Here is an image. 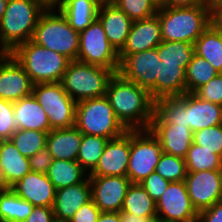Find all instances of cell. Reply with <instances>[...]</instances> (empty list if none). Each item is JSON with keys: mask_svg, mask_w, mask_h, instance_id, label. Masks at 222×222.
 Here are the masks:
<instances>
[{"mask_svg": "<svg viewBox=\"0 0 222 222\" xmlns=\"http://www.w3.org/2000/svg\"><path fill=\"white\" fill-rule=\"evenodd\" d=\"M113 75L111 69L74 60L69 62L61 84L68 95L78 102L105 96L108 82Z\"/></svg>", "mask_w": 222, "mask_h": 222, "instance_id": "7", "label": "cell"}, {"mask_svg": "<svg viewBox=\"0 0 222 222\" xmlns=\"http://www.w3.org/2000/svg\"><path fill=\"white\" fill-rule=\"evenodd\" d=\"M187 93L181 96L165 97L155 101L151 123H171L187 126Z\"/></svg>", "mask_w": 222, "mask_h": 222, "instance_id": "28", "label": "cell"}, {"mask_svg": "<svg viewBox=\"0 0 222 222\" xmlns=\"http://www.w3.org/2000/svg\"><path fill=\"white\" fill-rule=\"evenodd\" d=\"M157 8L166 7L167 0H151Z\"/></svg>", "mask_w": 222, "mask_h": 222, "instance_id": "54", "label": "cell"}, {"mask_svg": "<svg viewBox=\"0 0 222 222\" xmlns=\"http://www.w3.org/2000/svg\"><path fill=\"white\" fill-rule=\"evenodd\" d=\"M91 199L102 212H120L132 184L127 176H89Z\"/></svg>", "mask_w": 222, "mask_h": 222, "instance_id": "13", "label": "cell"}, {"mask_svg": "<svg viewBox=\"0 0 222 222\" xmlns=\"http://www.w3.org/2000/svg\"><path fill=\"white\" fill-rule=\"evenodd\" d=\"M97 19L108 41L119 53L126 43L133 21L114 3L100 4Z\"/></svg>", "mask_w": 222, "mask_h": 222, "instance_id": "19", "label": "cell"}, {"mask_svg": "<svg viewBox=\"0 0 222 222\" xmlns=\"http://www.w3.org/2000/svg\"><path fill=\"white\" fill-rule=\"evenodd\" d=\"M149 130L160 142L163 153L185 158L193 143V132L189 127L171 123H151Z\"/></svg>", "mask_w": 222, "mask_h": 222, "instance_id": "20", "label": "cell"}, {"mask_svg": "<svg viewBox=\"0 0 222 222\" xmlns=\"http://www.w3.org/2000/svg\"><path fill=\"white\" fill-rule=\"evenodd\" d=\"M130 156V130L109 139L96 167L88 176H127Z\"/></svg>", "mask_w": 222, "mask_h": 222, "instance_id": "16", "label": "cell"}, {"mask_svg": "<svg viewBox=\"0 0 222 222\" xmlns=\"http://www.w3.org/2000/svg\"><path fill=\"white\" fill-rule=\"evenodd\" d=\"M194 53L222 73V34L211 25L196 40Z\"/></svg>", "mask_w": 222, "mask_h": 222, "instance_id": "30", "label": "cell"}, {"mask_svg": "<svg viewBox=\"0 0 222 222\" xmlns=\"http://www.w3.org/2000/svg\"><path fill=\"white\" fill-rule=\"evenodd\" d=\"M10 188L34 207L53 206L56 188L45 173L30 171Z\"/></svg>", "mask_w": 222, "mask_h": 222, "instance_id": "18", "label": "cell"}, {"mask_svg": "<svg viewBox=\"0 0 222 222\" xmlns=\"http://www.w3.org/2000/svg\"><path fill=\"white\" fill-rule=\"evenodd\" d=\"M159 63L156 47L127 55L120 62L118 73L124 79L147 89L152 99L156 101Z\"/></svg>", "mask_w": 222, "mask_h": 222, "instance_id": "11", "label": "cell"}, {"mask_svg": "<svg viewBox=\"0 0 222 222\" xmlns=\"http://www.w3.org/2000/svg\"><path fill=\"white\" fill-rule=\"evenodd\" d=\"M36 44L77 60L79 32L74 30L58 8H47L39 18L31 39Z\"/></svg>", "mask_w": 222, "mask_h": 222, "instance_id": "5", "label": "cell"}, {"mask_svg": "<svg viewBox=\"0 0 222 222\" xmlns=\"http://www.w3.org/2000/svg\"><path fill=\"white\" fill-rule=\"evenodd\" d=\"M97 222H121L120 212H101Z\"/></svg>", "mask_w": 222, "mask_h": 222, "instance_id": "51", "label": "cell"}, {"mask_svg": "<svg viewBox=\"0 0 222 222\" xmlns=\"http://www.w3.org/2000/svg\"><path fill=\"white\" fill-rule=\"evenodd\" d=\"M193 143L222 157V124L194 132Z\"/></svg>", "mask_w": 222, "mask_h": 222, "instance_id": "40", "label": "cell"}, {"mask_svg": "<svg viewBox=\"0 0 222 222\" xmlns=\"http://www.w3.org/2000/svg\"><path fill=\"white\" fill-rule=\"evenodd\" d=\"M99 6L96 0H62L57 8L69 25L81 32L97 19Z\"/></svg>", "mask_w": 222, "mask_h": 222, "instance_id": "26", "label": "cell"}, {"mask_svg": "<svg viewBox=\"0 0 222 222\" xmlns=\"http://www.w3.org/2000/svg\"><path fill=\"white\" fill-rule=\"evenodd\" d=\"M132 21L157 14L158 8L151 0H116L114 2Z\"/></svg>", "mask_w": 222, "mask_h": 222, "instance_id": "39", "label": "cell"}, {"mask_svg": "<svg viewBox=\"0 0 222 222\" xmlns=\"http://www.w3.org/2000/svg\"><path fill=\"white\" fill-rule=\"evenodd\" d=\"M161 42V25L157 14L133 21L126 43L119 52L120 62L129 54L156 48Z\"/></svg>", "mask_w": 222, "mask_h": 222, "instance_id": "17", "label": "cell"}, {"mask_svg": "<svg viewBox=\"0 0 222 222\" xmlns=\"http://www.w3.org/2000/svg\"><path fill=\"white\" fill-rule=\"evenodd\" d=\"M107 142L108 139L104 137L83 134L76 161L87 174L96 167Z\"/></svg>", "mask_w": 222, "mask_h": 222, "instance_id": "35", "label": "cell"}, {"mask_svg": "<svg viewBox=\"0 0 222 222\" xmlns=\"http://www.w3.org/2000/svg\"><path fill=\"white\" fill-rule=\"evenodd\" d=\"M187 126L196 131L222 124V106L187 93Z\"/></svg>", "mask_w": 222, "mask_h": 222, "instance_id": "22", "label": "cell"}, {"mask_svg": "<svg viewBox=\"0 0 222 222\" xmlns=\"http://www.w3.org/2000/svg\"><path fill=\"white\" fill-rule=\"evenodd\" d=\"M210 9V25L222 34V5H208Z\"/></svg>", "mask_w": 222, "mask_h": 222, "instance_id": "48", "label": "cell"}, {"mask_svg": "<svg viewBox=\"0 0 222 222\" xmlns=\"http://www.w3.org/2000/svg\"><path fill=\"white\" fill-rule=\"evenodd\" d=\"M16 130L13 102L0 98V138L10 139Z\"/></svg>", "mask_w": 222, "mask_h": 222, "instance_id": "41", "label": "cell"}, {"mask_svg": "<svg viewBox=\"0 0 222 222\" xmlns=\"http://www.w3.org/2000/svg\"><path fill=\"white\" fill-rule=\"evenodd\" d=\"M185 183L190 201L197 213L222 201V187L218 170L188 172Z\"/></svg>", "mask_w": 222, "mask_h": 222, "instance_id": "15", "label": "cell"}, {"mask_svg": "<svg viewBox=\"0 0 222 222\" xmlns=\"http://www.w3.org/2000/svg\"><path fill=\"white\" fill-rule=\"evenodd\" d=\"M5 189H6V187H2V188L0 189V194H1Z\"/></svg>", "mask_w": 222, "mask_h": 222, "instance_id": "60", "label": "cell"}, {"mask_svg": "<svg viewBox=\"0 0 222 222\" xmlns=\"http://www.w3.org/2000/svg\"><path fill=\"white\" fill-rule=\"evenodd\" d=\"M29 158L23 156L10 139L3 140L0 153V181L10 188L30 172Z\"/></svg>", "mask_w": 222, "mask_h": 222, "instance_id": "23", "label": "cell"}, {"mask_svg": "<svg viewBox=\"0 0 222 222\" xmlns=\"http://www.w3.org/2000/svg\"><path fill=\"white\" fill-rule=\"evenodd\" d=\"M163 153L158 139L146 130H130V156L127 177L132 183H141L155 172Z\"/></svg>", "mask_w": 222, "mask_h": 222, "instance_id": "10", "label": "cell"}, {"mask_svg": "<svg viewBox=\"0 0 222 222\" xmlns=\"http://www.w3.org/2000/svg\"><path fill=\"white\" fill-rule=\"evenodd\" d=\"M24 68L33 84L61 82L70 60L29 40L10 53Z\"/></svg>", "mask_w": 222, "mask_h": 222, "instance_id": "4", "label": "cell"}, {"mask_svg": "<svg viewBox=\"0 0 222 222\" xmlns=\"http://www.w3.org/2000/svg\"><path fill=\"white\" fill-rule=\"evenodd\" d=\"M34 206L20 198L11 188L0 194V222H24Z\"/></svg>", "mask_w": 222, "mask_h": 222, "instance_id": "32", "label": "cell"}, {"mask_svg": "<svg viewBox=\"0 0 222 222\" xmlns=\"http://www.w3.org/2000/svg\"><path fill=\"white\" fill-rule=\"evenodd\" d=\"M83 134L74 126L52 129L46 140V148L53 159L76 161Z\"/></svg>", "mask_w": 222, "mask_h": 222, "instance_id": "25", "label": "cell"}, {"mask_svg": "<svg viewBox=\"0 0 222 222\" xmlns=\"http://www.w3.org/2000/svg\"><path fill=\"white\" fill-rule=\"evenodd\" d=\"M105 96L127 130L149 129L155 101L147 89L114 73L108 82Z\"/></svg>", "mask_w": 222, "mask_h": 222, "instance_id": "1", "label": "cell"}, {"mask_svg": "<svg viewBox=\"0 0 222 222\" xmlns=\"http://www.w3.org/2000/svg\"><path fill=\"white\" fill-rule=\"evenodd\" d=\"M53 157L49 150L45 147L33 156L29 157L31 171L39 173H47L49 166L52 164Z\"/></svg>", "mask_w": 222, "mask_h": 222, "instance_id": "45", "label": "cell"}, {"mask_svg": "<svg viewBox=\"0 0 222 222\" xmlns=\"http://www.w3.org/2000/svg\"><path fill=\"white\" fill-rule=\"evenodd\" d=\"M155 172L170 182L185 181L187 168L185 159L167 153H162Z\"/></svg>", "mask_w": 222, "mask_h": 222, "instance_id": "38", "label": "cell"}, {"mask_svg": "<svg viewBox=\"0 0 222 222\" xmlns=\"http://www.w3.org/2000/svg\"><path fill=\"white\" fill-rule=\"evenodd\" d=\"M52 222H70V220H64V219H58V218H55L52 220Z\"/></svg>", "mask_w": 222, "mask_h": 222, "instance_id": "57", "label": "cell"}, {"mask_svg": "<svg viewBox=\"0 0 222 222\" xmlns=\"http://www.w3.org/2000/svg\"><path fill=\"white\" fill-rule=\"evenodd\" d=\"M121 222H155L158 218H141L137 215H133L124 211H120Z\"/></svg>", "mask_w": 222, "mask_h": 222, "instance_id": "50", "label": "cell"}, {"mask_svg": "<svg viewBox=\"0 0 222 222\" xmlns=\"http://www.w3.org/2000/svg\"><path fill=\"white\" fill-rule=\"evenodd\" d=\"M42 3L46 8H57L62 0H37Z\"/></svg>", "mask_w": 222, "mask_h": 222, "instance_id": "52", "label": "cell"}, {"mask_svg": "<svg viewBox=\"0 0 222 222\" xmlns=\"http://www.w3.org/2000/svg\"><path fill=\"white\" fill-rule=\"evenodd\" d=\"M157 16L161 25L162 41L194 44L210 26L208 4L190 7H161Z\"/></svg>", "mask_w": 222, "mask_h": 222, "instance_id": "3", "label": "cell"}, {"mask_svg": "<svg viewBox=\"0 0 222 222\" xmlns=\"http://www.w3.org/2000/svg\"><path fill=\"white\" fill-rule=\"evenodd\" d=\"M207 4V0H167V7H190Z\"/></svg>", "mask_w": 222, "mask_h": 222, "instance_id": "49", "label": "cell"}, {"mask_svg": "<svg viewBox=\"0 0 222 222\" xmlns=\"http://www.w3.org/2000/svg\"><path fill=\"white\" fill-rule=\"evenodd\" d=\"M2 142H3V139L0 138V153H1V148H2Z\"/></svg>", "mask_w": 222, "mask_h": 222, "instance_id": "59", "label": "cell"}, {"mask_svg": "<svg viewBox=\"0 0 222 222\" xmlns=\"http://www.w3.org/2000/svg\"><path fill=\"white\" fill-rule=\"evenodd\" d=\"M46 9L37 0H8L0 22V53H11L18 45L31 40Z\"/></svg>", "mask_w": 222, "mask_h": 222, "instance_id": "2", "label": "cell"}, {"mask_svg": "<svg viewBox=\"0 0 222 222\" xmlns=\"http://www.w3.org/2000/svg\"><path fill=\"white\" fill-rule=\"evenodd\" d=\"M157 54L163 63L179 64L186 70L195 54L194 45L189 42L162 41L157 46Z\"/></svg>", "mask_w": 222, "mask_h": 222, "instance_id": "34", "label": "cell"}, {"mask_svg": "<svg viewBox=\"0 0 222 222\" xmlns=\"http://www.w3.org/2000/svg\"><path fill=\"white\" fill-rule=\"evenodd\" d=\"M101 212L91 199L75 212L70 222H97Z\"/></svg>", "mask_w": 222, "mask_h": 222, "instance_id": "44", "label": "cell"}, {"mask_svg": "<svg viewBox=\"0 0 222 222\" xmlns=\"http://www.w3.org/2000/svg\"><path fill=\"white\" fill-rule=\"evenodd\" d=\"M17 129L50 132L48 116L37 99L32 95L13 103Z\"/></svg>", "mask_w": 222, "mask_h": 222, "instance_id": "24", "label": "cell"}, {"mask_svg": "<svg viewBox=\"0 0 222 222\" xmlns=\"http://www.w3.org/2000/svg\"><path fill=\"white\" fill-rule=\"evenodd\" d=\"M208 5H222V0H207Z\"/></svg>", "mask_w": 222, "mask_h": 222, "instance_id": "55", "label": "cell"}, {"mask_svg": "<svg viewBox=\"0 0 222 222\" xmlns=\"http://www.w3.org/2000/svg\"><path fill=\"white\" fill-rule=\"evenodd\" d=\"M218 172H219L220 181H221V187H222V163H221V166L218 169Z\"/></svg>", "mask_w": 222, "mask_h": 222, "instance_id": "58", "label": "cell"}, {"mask_svg": "<svg viewBox=\"0 0 222 222\" xmlns=\"http://www.w3.org/2000/svg\"><path fill=\"white\" fill-rule=\"evenodd\" d=\"M195 94L203 100L222 106V73L200 87Z\"/></svg>", "mask_w": 222, "mask_h": 222, "instance_id": "42", "label": "cell"}, {"mask_svg": "<svg viewBox=\"0 0 222 222\" xmlns=\"http://www.w3.org/2000/svg\"><path fill=\"white\" fill-rule=\"evenodd\" d=\"M32 94L45 110L51 129L74 127L77 102L68 95L61 82L35 84Z\"/></svg>", "mask_w": 222, "mask_h": 222, "instance_id": "8", "label": "cell"}, {"mask_svg": "<svg viewBox=\"0 0 222 222\" xmlns=\"http://www.w3.org/2000/svg\"><path fill=\"white\" fill-rule=\"evenodd\" d=\"M48 132L17 129L10 137L11 142L25 157H31L46 147Z\"/></svg>", "mask_w": 222, "mask_h": 222, "instance_id": "37", "label": "cell"}, {"mask_svg": "<svg viewBox=\"0 0 222 222\" xmlns=\"http://www.w3.org/2000/svg\"><path fill=\"white\" fill-rule=\"evenodd\" d=\"M54 217L52 207L37 206L24 222H52Z\"/></svg>", "mask_w": 222, "mask_h": 222, "instance_id": "47", "label": "cell"}, {"mask_svg": "<svg viewBox=\"0 0 222 222\" xmlns=\"http://www.w3.org/2000/svg\"><path fill=\"white\" fill-rule=\"evenodd\" d=\"M157 218L167 222H194L198 213L188 195L185 181L170 182L156 202Z\"/></svg>", "mask_w": 222, "mask_h": 222, "instance_id": "12", "label": "cell"}, {"mask_svg": "<svg viewBox=\"0 0 222 222\" xmlns=\"http://www.w3.org/2000/svg\"><path fill=\"white\" fill-rule=\"evenodd\" d=\"M121 211L146 219L157 218L156 202L140 183L130 185Z\"/></svg>", "mask_w": 222, "mask_h": 222, "instance_id": "31", "label": "cell"}, {"mask_svg": "<svg viewBox=\"0 0 222 222\" xmlns=\"http://www.w3.org/2000/svg\"><path fill=\"white\" fill-rule=\"evenodd\" d=\"M7 2H8V0H0V22L2 20L4 12L6 10Z\"/></svg>", "mask_w": 222, "mask_h": 222, "instance_id": "53", "label": "cell"}, {"mask_svg": "<svg viewBox=\"0 0 222 222\" xmlns=\"http://www.w3.org/2000/svg\"><path fill=\"white\" fill-rule=\"evenodd\" d=\"M185 163L187 172H199L206 170H218L222 163V157L202 148L195 143L187 151Z\"/></svg>", "mask_w": 222, "mask_h": 222, "instance_id": "36", "label": "cell"}, {"mask_svg": "<svg viewBox=\"0 0 222 222\" xmlns=\"http://www.w3.org/2000/svg\"><path fill=\"white\" fill-rule=\"evenodd\" d=\"M186 93V70L179 64L160 61L157 74V100Z\"/></svg>", "mask_w": 222, "mask_h": 222, "instance_id": "27", "label": "cell"}, {"mask_svg": "<svg viewBox=\"0 0 222 222\" xmlns=\"http://www.w3.org/2000/svg\"><path fill=\"white\" fill-rule=\"evenodd\" d=\"M140 184L144 187L150 197L157 202L169 186L170 181L165 180L159 173L152 172Z\"/></svg>", "mask_w": 222, "mask_h": 222, "instance_id": "43", "label": "cell"}, {"mask_svg": "<svg viewBox=\"0 0 222 222\" xmlns=\"http://www.w3.org/2000/svg\"><path fill=\"white\" fill-rule=\"evenodd\" d=\"M199 222H222V201L198 213Z\"/></svg>", "mask_w": 222, "mask_h": 222, "instance_id": "46", "label": "cell"}, {"mask_svg": "<svg viewBox=\"0 0 222 222\" xmlns=\"http://www.w3.org/2000/svg\"><path fill=\"white\" fill-rule=\"evenodd\" d=\"M77 61L111 69L114 73H118L119 53L108 41L98 19L94 20L85 30L79 32Z\"/></svg>", "mask_w": 222, "mask_h": 222, "instance_id": "9", "label": "cell"}, {"mask_svg": "<svg viewBox=\"0 0 222 222\" xmlns=\"http://www.w3.org/2000/svg\"><path fill=\"white\" fill-rule=\"evenodd\" d=\"M99 4L114 3L116 0H96Z\"/></svg>", "mask_w": 222, "mask_h": 222, "instance_id": "56", "label": "cell"}, {"mask_svg": "<svg viewBox=\"0 0 222 222\" xmlns=\"http://www.w3.org/2000/svg\"><path fill=\"white\" fill-rule=\"evenodd\" d=\"M86 173L77 161L53 159L46 175L58 190L83 182L88 177Z\"/></svg>", "mask_w": 222, "mask_h": 222, "instance_id": "29", "label": "cell"}, {"mask_svg": "<svg viewBox=\"0 0 222 222\" xmlns=\"http://www.w3.org/2000/svg\"><path fill=\"white\" fill-rule=\"evenodd\" d=\"M33 82L10 53H0V98L16 102L32 95Z\"/></svg>", "mask_w": 222, "mask_h": 222, "instance_id": "14", "label": "cell"}, {"mask_svg": "<svg viewBox=\"0 0 222 222\" xmlns=\"http://www.w3.org/2000/svg\"><path fill=\"white\" fill-rule=\"evenodd\" d=\"M91 200L89 176L81 183L56 190L52 206L55 218L70 220L81 206Z\"/></svg>", "mask_w": 222, "mask_h": 222, "instance_id": "21", "label": "cell"}, {"mask_svg": "<svg viewBox=\"0 0 222 222\" xmlns=\"http://www.w3.org/2000/svg\"><path fill=\"white\" fill-rule=\"evenodd\" d=\"M82 134L114 139L128 131L118 120L106 96L77 102L74 125Z\"/></svg>", "mask_w": 222, "mask_h": 222, "instance_id": "6", "label": "cell"}, {"mask_svg": "<svg viewBox=\"0 0 222 222\" xmlns=\"http://www.w3.org/2000/svg\"><path fill=\"white\" fill-rule=\"evenodd\" d=\"M155 222H167V221H163V220L157 219Z\"/></svg>", "mask_w": 222, "mask_h": 222, "instance_id": "61", "label": "cell"}, {"mask_svg": "<svg viewBox=\"0 0 222 222\" xmlns=\"http://www.w3.org/2000/svg\"><path fill=\"white\" fill-rule=\"evenodd\" d=\"M218 74L209 62L194 54L186 69V93H195Z\"/></svg>", "mask_w": 222, "mask_h": 222, "instance_id": "33", "label": "cell"}]
</instances>
